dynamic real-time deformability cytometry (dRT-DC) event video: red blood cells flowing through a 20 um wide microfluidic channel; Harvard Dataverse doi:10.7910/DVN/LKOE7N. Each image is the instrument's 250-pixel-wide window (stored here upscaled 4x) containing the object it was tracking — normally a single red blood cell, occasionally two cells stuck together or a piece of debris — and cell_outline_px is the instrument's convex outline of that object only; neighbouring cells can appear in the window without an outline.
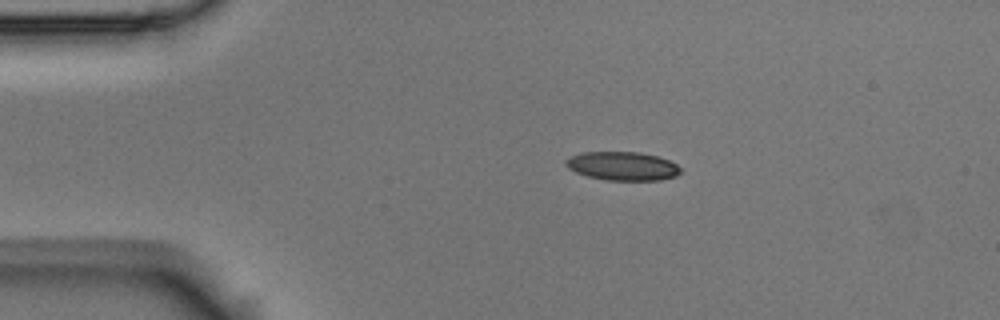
{"species": "Egyptian fruit bat (a non-hibernating species)", "species_latin": "Rousettus aegyptiacus", "temperature_condition": "room temperature", "stored_images_in_passage": 13, "camera_frame_rate_fps": 3000, "um_per_image_px": 0.085, "animal": {"sex": "male"}, "frame": {"image": 1, "passage_image": 2, "time_ms": 0.333, "image_size_px": [1000, 320], "cell_outline_px": [[680, 172], [676, 176], [660, 180], [608, 180], [588, 176], [576, 172], [568, 168], [564, 164], [564, 160], [580, 152], [640, 152], [656, 156], [668, 160], [676, 164], [680, 168]], "centroid_in_image_um": [52.89, 14.11], "position_along_channel_um": 32.1, "area_um2": 19.07}}
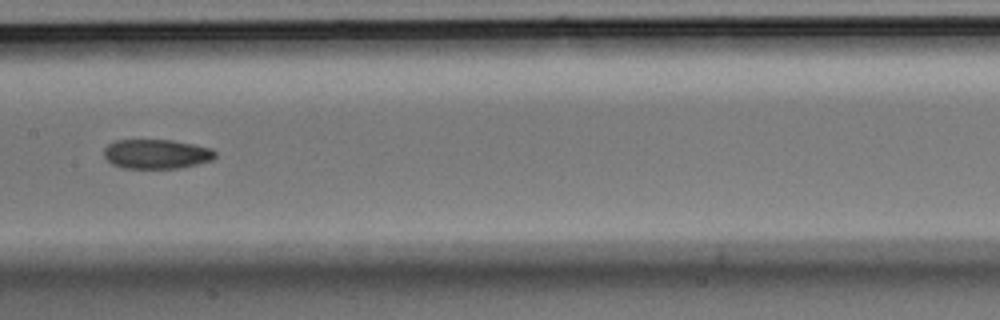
{"frame": {"image": 2, "passage_image": 6, "time_ms": 1.667, "image_size_px": [1000, 320], "cell_outline_px": [[216, 156], [212, 160], [180, 168], [120, 168], [112, 164], [104, 156], [104, 148], [108, 144], [116, 140], [172, 140], [212, 148], [216, 152]], "centroid_in_image_um": [13.29, 13.09], "position_along_channel_um": 194.1, "area_um2": 19.13}}
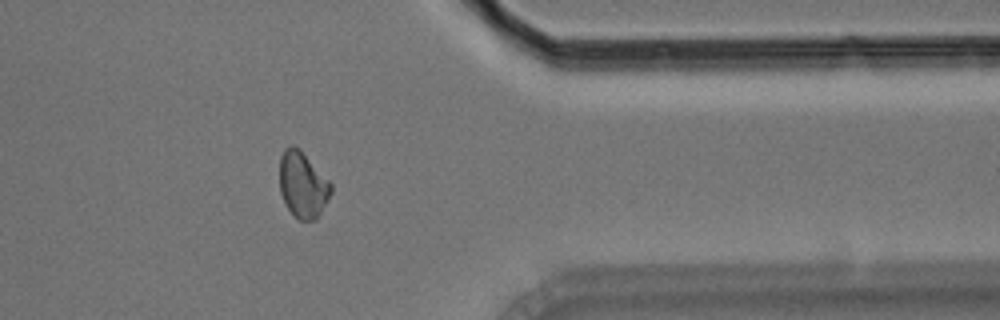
{"frame": {"image": 3, "passage_image": 11, "time_ms": 3.333, "image_size_px": [1000, 320], "cell_outline_px": [[332, 192], [316, 220], [300, 220], [288, 208], [280, 192], [280, 156], [284, 148], [292, 144], [300, 148], [332, 184]], "centroid_in_image_um": [25.73, 15.67], "position_along_channel_um": 385.7, "area_um2": 19.71}}